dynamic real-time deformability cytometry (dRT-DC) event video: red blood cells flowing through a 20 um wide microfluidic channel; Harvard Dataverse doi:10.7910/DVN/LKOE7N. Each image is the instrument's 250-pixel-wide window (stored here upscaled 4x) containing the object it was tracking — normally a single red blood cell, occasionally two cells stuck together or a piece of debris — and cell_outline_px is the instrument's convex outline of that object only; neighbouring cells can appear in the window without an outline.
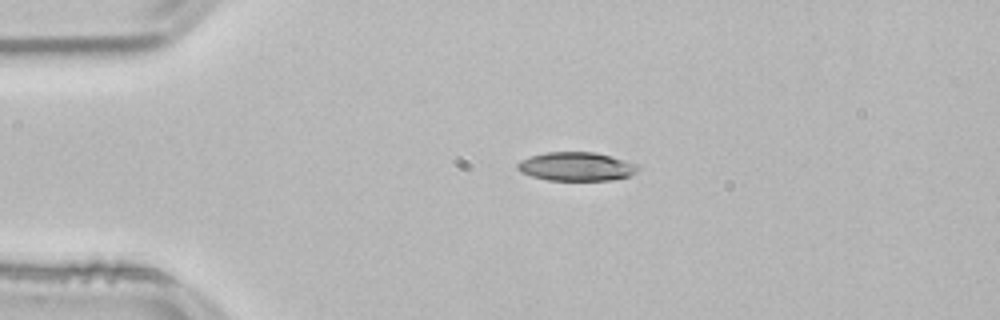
{"species": "common noctule bat (a hibernating species)", "species_latin": "Nyctalus noctula", "temperature_condition": "room temperature", "stored_images_in_passage": 42, "camera_frame_rate_fps": 3000, "um_per_image_px": 0.085, "animal": {"sex": "male", "body_mass_g": 21.5, "forearm_length_mm": 52.0}, "frame": {"image": 1, "passage_image": 1, "time_ms": 0.0, "image_size_px": [1000, 320], "cell_outline_px": [[636, 168], [628, 176], [608, 180], [548, 180], [532, 176], [520, 172], [516, 168], [516, 164], [520, 160], [532, 156], [548, 152], [596, 152], [636, 164]], "centroid_in_image_um": [48.89, 14.15], "position_along_channel_um": 36.1, "area_um2": 19.71}}
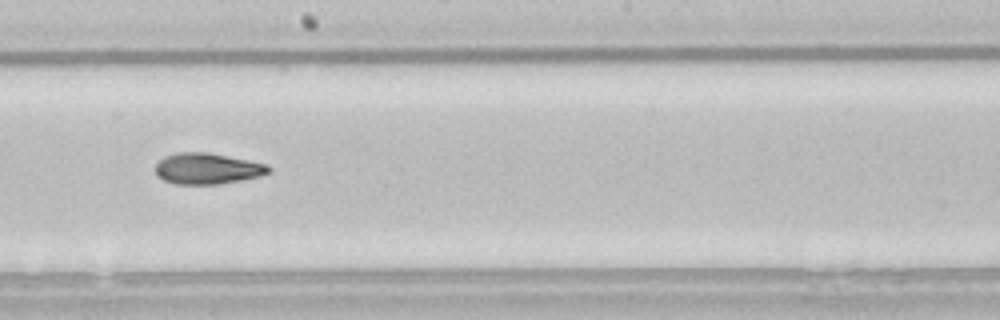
{"frame": {"image": 2, "passage_image": 19, "time_ms": 6.0, "image_size_px": [1000, 320], "cell_outline_px": [[272, 172], [260, 176], [220, 184], [176, 184], [164, 180], [156, 176], [156, 164], [164, 156], [180, 152], [208, 152], [268, 164], [272, 168]], "centroid_in_image_um": [17.65, 14.33], "position_along_channel_um": 230.6, "area_um2": 20.58}}
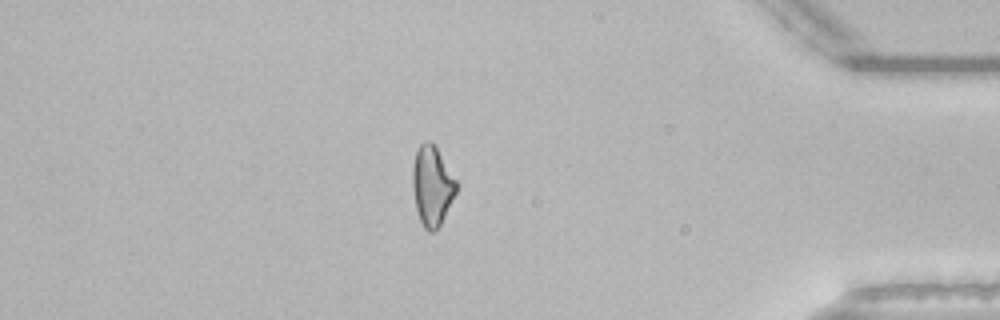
{"frame": {"image": 3, "passage_image": 35, "time_ms": 11.333, "image_size_px": [1000, 320], "cell_outline_px": [[456, 192], [440, 224], [432, 232], [428, 232], [424, 228], [420, 220], [416, 208], [412, 188], [412, 168], [416, 152], [420, 144], [428, 140], [432, 140], [456, 180]], "centroid_in_image_um": [36.7, 15.77], "position_along_channel_um": 398.5, "area_um2": 20.06}, "authors_computed_cell_mechanics": {"area_um2": 20.1144, "velocity_mm_per_s": 3.8447, "shape_relaxation_time_tau1_ms": null, "shape_relaxation_time_tau2_ms": 5.7456, "deformation_change_tau1": null, "deformation_change_tau2": 0.13}}